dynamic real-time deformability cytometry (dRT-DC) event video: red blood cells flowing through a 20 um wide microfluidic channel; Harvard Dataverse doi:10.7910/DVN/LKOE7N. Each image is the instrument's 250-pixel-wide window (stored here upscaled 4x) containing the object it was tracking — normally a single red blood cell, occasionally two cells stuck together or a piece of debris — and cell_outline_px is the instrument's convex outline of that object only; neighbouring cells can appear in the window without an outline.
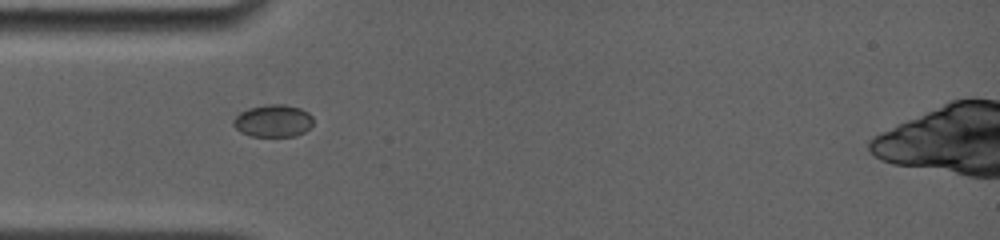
{"species": "common noctule bat (a hibernating species)", "species_latin": "Nyctalus noctula", "temperature_condition": "room temperature", "stored_images_in_passage": 57, "camera_frame_rate_fps": 4000, "um_per_image_px": 0.085, "animal": {"sex": "female", "body_mass_g": 19.0, "forearm_length_mm": 56.7}, "frame": {"image": 1, "passage_image": 1, "time_ms": 0.0, "image_size_px": [1000, 240], "cell_outline_px": [[312, 124], [304, 132], [296, 136], [252, 136], [240, 132], [232, 124], [232, 120], [240, 112], [248, 108], [268, 104], [284, 104], [300, 108], [308, 112], [312, 116]], "centroid_in_image_um": [23.2, 10.26], "position_along_channel_um": 61.8, "area_um2": 15.09}}
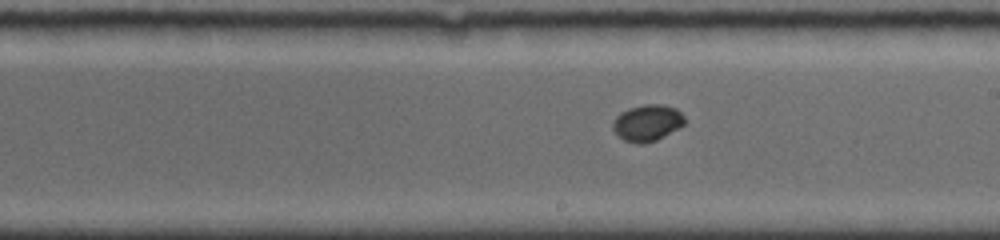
{"frame": {"image": 2, "passage_image": 29, "time_ms": 4.5, "image_size_px": [1000, 240], "cell_outline_px": [[684, 124], [664, 136], [656, 140], [644, 144], [640, 144], [624, 140], [612, 128], [612, 120], [620, 112], [628, 108], [644, 104], [664, 104], [676, 108], [684, 116]], "centroid_in_image_um": [55.0, 10.42], "position_along_channel_um": 234.0, "area_um2": 15.26}}
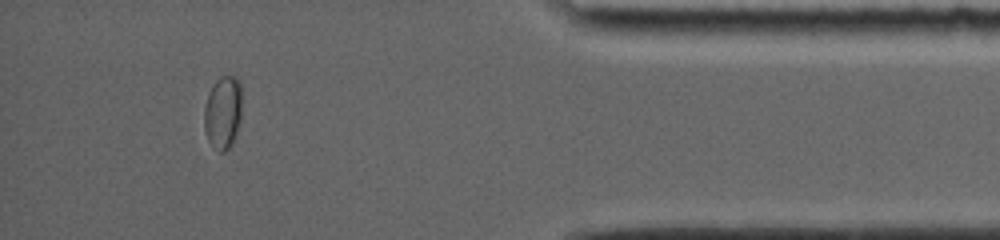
{"frame": {"image": 3, "passage_image": 48, "time_ms": 10.0, "image_size_px": [1000, 240], "cell_outline_px": [[240, 120], [232, 144], [224, 152], [220, 152], [212, 148], [208, 140], [204, 128], [204, 108], [208, 92], [212, 84], [220, 76], [236, 76], [240, 80]], "centroid_in_image_um": [18.92, 9.55], "position_along_channel_um": 416.3, "area_um2": 16.18}}